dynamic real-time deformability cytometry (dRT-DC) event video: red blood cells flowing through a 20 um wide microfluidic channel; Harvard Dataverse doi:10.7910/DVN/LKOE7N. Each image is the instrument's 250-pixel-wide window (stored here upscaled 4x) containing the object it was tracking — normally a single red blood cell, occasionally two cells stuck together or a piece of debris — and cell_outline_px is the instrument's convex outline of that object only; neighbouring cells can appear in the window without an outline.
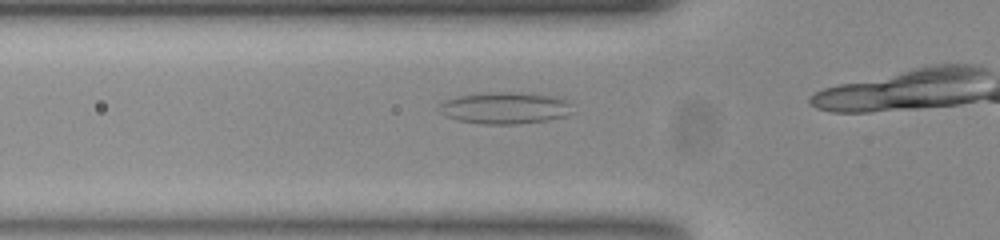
{"species": "common noctule bat (a hibernating species)", "species_latin": "Nyctalus noctula", "temperature_condition": "room temperature", "stored_images_in_passage": 8, "camera_frame_rate_fps": 3000, "um_per_image_px": 0.085, "animal": {"sex": "female", "body_mass_g": 23.0, "forearm_length_mm": 53.4}, "frame": {"image": 1, "passage_image": 4, "time_ms": 1.0, "image_size_px": [1000, 240], "cell_outline_px": [[572, 112], [564, 116], [548, 120], [516, 124], [488, 124], [460, 120], [444, 116], [440, 104], [444, 100], [460, 96], [500, 92], [516, 92], [556, 96], [572, 104]], "centroid_in_image_um": [42.98, 9.18], "position_along_channel_um": 82.8, "area_um2": 24.22}}
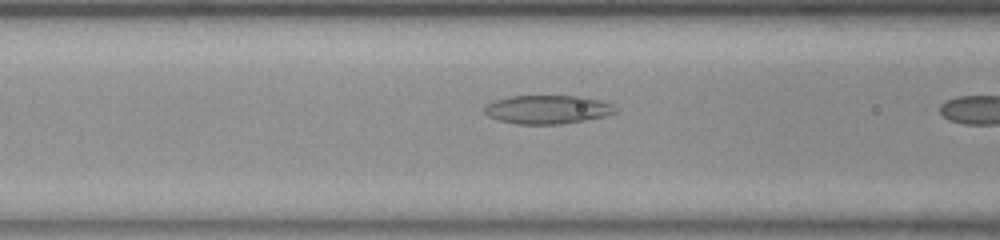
{"frame": {"image": 2, "passage_image": 7, "time_ms": 2.0, "image_size_px": [1000, 240], "cell_outline_px": [[616, 112], [604, 116], [584, 120], [560, 124], [520, 124], [500, 120], [488, 116], [484, 112], [484, 108], [488, 104], [496, 100], [512, 96], [580, 96], [600, 100], [612, 104], [616, 108]], "centroid_in_image_um": [46.55, 9.3], "position_along_channel_um": 120.0, "area_um2": 21.56}}